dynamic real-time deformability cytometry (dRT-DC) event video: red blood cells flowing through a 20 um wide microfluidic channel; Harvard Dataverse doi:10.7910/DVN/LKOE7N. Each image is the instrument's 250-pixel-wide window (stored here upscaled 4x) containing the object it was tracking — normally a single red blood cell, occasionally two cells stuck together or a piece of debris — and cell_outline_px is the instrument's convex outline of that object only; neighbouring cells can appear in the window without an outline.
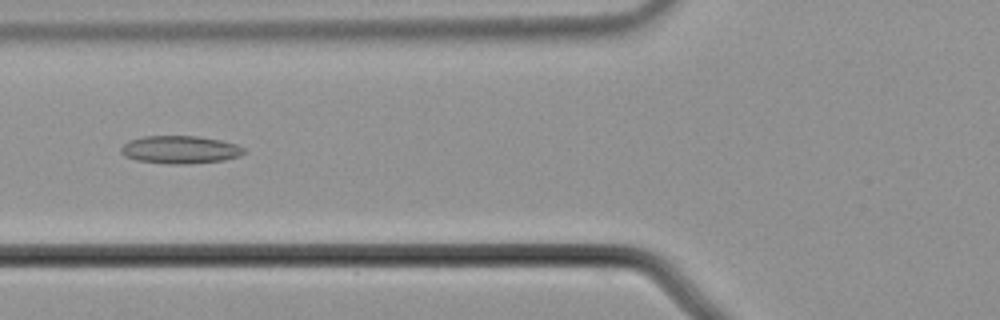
{"species": "common noctule bat (a hibernating species)", "species_latin": "Nyctalus noctula", "temperature_condition": "cold", "stored_images_in_passage": 40, "camera_frame_rate_fps": 3000, "um_per_image_px": 0.085, "animal": {"sex": "male", "body_mass_g": 21.5, "forearm_length_mm": 52.0}, "frame": {"image": 1, "passage_image": 9, "time_ms": 2.667, "image_size_px": [1000, 320], "cell_outline_px": [[244, 152], [240, 156], [224, 160], [184, 164], [168, 164], [136, 160], [124, 156], [120, 152], [120, 148], [128, 140], [144, 136], [196, 136], [220, 140], [236, 144], [244, 148]], "centroid_in_image_um": [15.27, 12.72], "position_along_channel_um": 110.5, "area_um2": 19.94}}
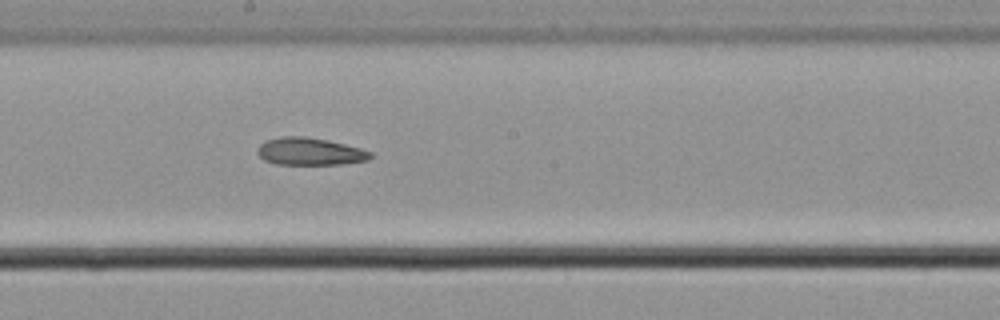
{"frame": {"image": 2, "passage_image": 18, "time_ms": 5.667, "image_size_px": [1000, 320], "cell_outline_px": [[372, 156], [368, 160], [344, 164], [276, 164], [264, 160], [256, 152], [256, 148], [264, 140], [280, 136], [304, 136], [328, 140], [360, 148], [372, 152]], "centroid_in_image_um": [26.3, 12.87], "position_along_channel_um": 221.9, "area_um2": 18.21}}
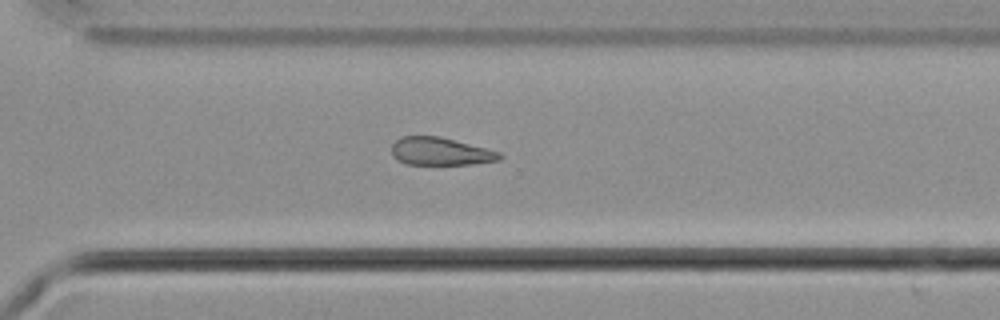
{"frame": {"image": 3, "passage_image": 27, "time_ms": 8.667, "image_size_px": [1000, 320], "cell_outline_px": [[504, 156], [500, 160], [472, 164], [408, 164], [396, 160], [392, 156], [392, 144], [400, 136], [440, 136], [500, 152]], "centroid_in_image_um": [37.42, 12.87], "position_along_channel_um": 333.2, "area_um2": 17.51}, "authors_computed_cell_mechanics": {"area_um2": 17.8313, "velocity_mm_per_s": 3.7087, "shape_relaxation_time_tau1_ms": 8.7309, "shape_relaxation_time_tau2_ms": 8.0558, "deformation_change_tau1": 0.085, "deformation_change_tau2": 0.2067}}